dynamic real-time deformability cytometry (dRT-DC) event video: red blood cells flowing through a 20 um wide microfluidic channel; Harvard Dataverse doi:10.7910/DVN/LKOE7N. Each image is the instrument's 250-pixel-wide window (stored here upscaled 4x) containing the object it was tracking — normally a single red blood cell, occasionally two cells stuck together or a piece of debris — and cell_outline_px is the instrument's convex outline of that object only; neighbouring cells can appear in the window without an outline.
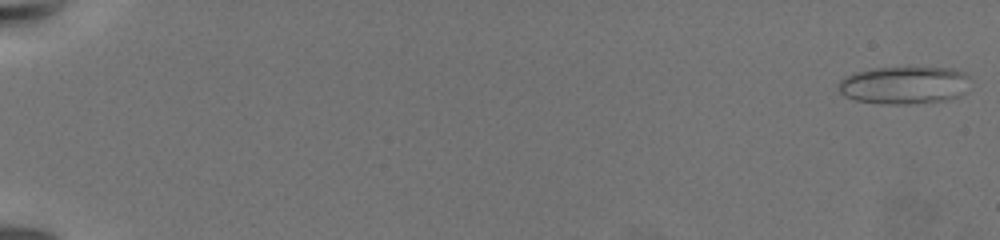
{"species": "common noctule bat (a hibernating species)", "species_latin": "Nyctalus noctula", "temperature_condition": "warm", "stored_images_in_passage": 11, "camera_frame_rate_fps": 3000, "um_per_image_px": 0.085, "animal": {"sex": "female", "body_mass_g": 19.5, "forearm_length_mm": 54.1}, "frame": {"image": 1, "passage_image": 1, "time_ms": 0.0, "image_size_px": [1000, 240], "cell_outline_px": [[968, 76], [964, 92], [948, 100], [904, 104], [880, 104], [856, 100], [844, 96], [836, 88], [836, 84], [844, 76], [856, 72], [872, 68], [952, 68], [964, 72]], "centroid_in_image_um": [76.77, 7.24], "position_along_channel_um": 8.2, "area_um2": 28.84}}
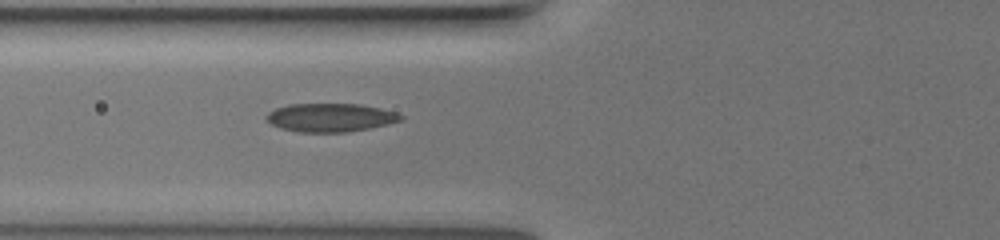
{"frame": {"image": 2, "passage_image": 10, "time_ms": 9.333, "image_size_px": [1000, 240], "cell_outline_px": [[404, 116], [400, 120], [388, 124], [348, 132], [300, 132], [280, 128], [264, 120], [264, 116], [268, 112], [276, 108], [288, 104], [360, 104], [380, 108], [396, 112]], "centroid_in_image_um": [28.04, 9.99], "position_along_channel_um": 97.8, "area_um2": 22.31}}
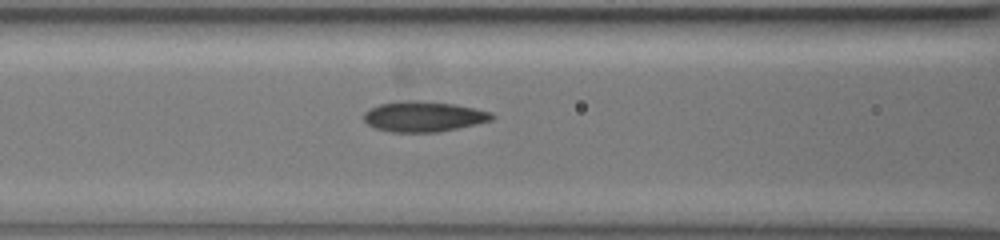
{"frame": {"image": 3, "passage_image": 11, "time_ms": 10.333, "image_size_px": [1000, 240], "cell_outline_px": [[496, 116], [492, 120], [456, 128], [436, 132], [392, 132], [376, 128], [368, 124], [364, 120], [364, 112], [380, 104], [404, 100], [416, 100], [452, 104], [492, 112]], "centroid_in_image_um": [36.0, 9.9], "position_along_channel_um": 130.6, "area_um2": 22.37}}